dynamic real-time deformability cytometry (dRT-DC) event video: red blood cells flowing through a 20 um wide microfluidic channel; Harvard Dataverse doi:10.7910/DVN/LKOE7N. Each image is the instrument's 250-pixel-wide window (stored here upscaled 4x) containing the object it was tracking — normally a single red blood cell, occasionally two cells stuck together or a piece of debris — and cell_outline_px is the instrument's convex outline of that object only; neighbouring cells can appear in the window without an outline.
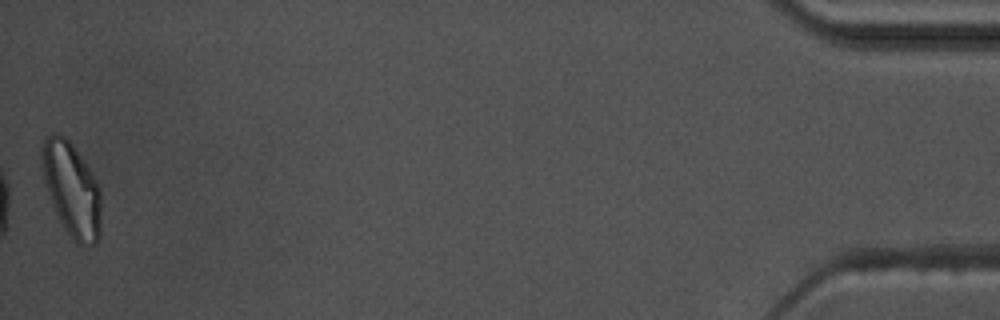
{"species": "common noctule bat (a hibernating species)", "species_latin": "Nyctalus noctula", "temperature_condition": "warm", "stored_images_in_passage": 40, "camera_frame_rate_fps": 3000, "um_per_image_px": 0.085, "animal": {"sex": "male", "body_mass_g": 17.5, "forearm_length_mm": 52.3}, "frame": {"image": 1, "passage_image": 40, "time_ms": 13.0, "image_size_px": [1000, 320], "cell_outline_px": [[100, 236], [96, 244], [76, 244], [72, 240], [64, 228], [56, 212], [44, 180], [40, 156], [40, 148], [44, 136], [52, 132], [56, 132], [64, 136], [72, 144], [92, 172], [100, 188]], "centroid_in_image_um": [6.08, 16.06], "position_along_channel_um": 429.1, "area_um2": 32.54}, "authors_computed_cell_mechanics": {"area_um2": 21.4149, "velocity_mm_per_s": 3.5965, "shape_relaxation_time_tau1_ms": 9.141, "shape_relaxation_time_tau2_ms": 4.1896, "deformation_change_tau1": 0.212, "deformation_change_tau2": 0.1054}}